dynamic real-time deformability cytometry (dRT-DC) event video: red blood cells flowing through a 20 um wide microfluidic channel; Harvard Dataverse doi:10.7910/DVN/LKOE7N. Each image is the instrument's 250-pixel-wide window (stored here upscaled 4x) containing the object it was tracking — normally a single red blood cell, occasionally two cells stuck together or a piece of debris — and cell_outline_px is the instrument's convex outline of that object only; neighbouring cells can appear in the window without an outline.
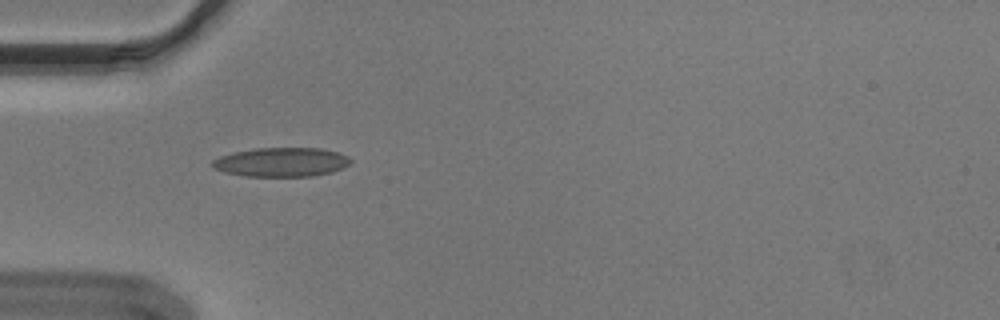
{"species": "Egyptian fruit bat (a non-hibernating species)", "species_latin": "Rousettus aegyptiacus", "temperature_condition": "cold", "stored_images_in_passage": 39, "camera_frame_rate_fps": 3000, "um_per_image_px": 0.085, "animal": {"sex": "male"}, "frame": {"image": 1, "passage_image": 1, "time_ms": 0.0, "image_size_px": [1000, 320], "cell_outline_px": [[352, 164], [344, 168], [332, 172], [312, 176], [244, 176], [224, 172], [212, 168], [208, 164], [212, 160], [220, 156], [232, 152], [256, 148], [320, 148], [336, 152], [348, 156], [352, 160]], "centroid_in_image_um": [23.9, 13.78], "position_along_channel_um": 61.1, "area_um2": 23.76}}
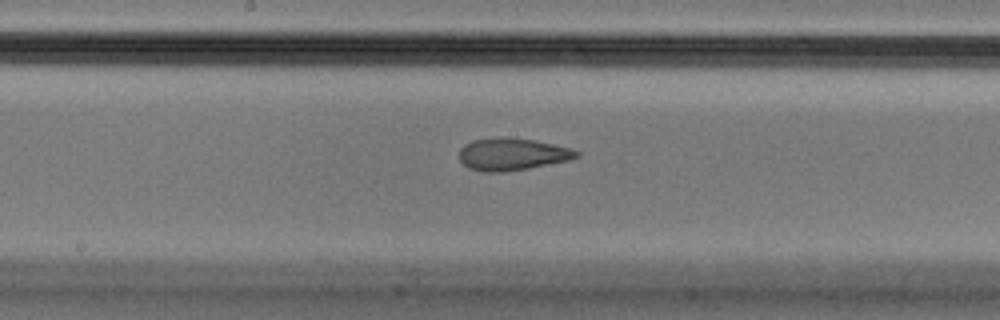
{"frame": {"image": 2, "passage_image": 13, "time_ms": 4.0, "image_size_px": [1000, 320], "cell_outline_px": [[580, 156], [568, 160], [528, 168], [500, 172], [484, 172], [468, 168], [460, 160], [460, 148], [464, 144], [472, 140], [536, 140], [572, 148], [580, 152]], "centroid_in_image_um": [43.56, 13.15], "position_along_channel_um": 204.6, "area_um2": 21.21}}
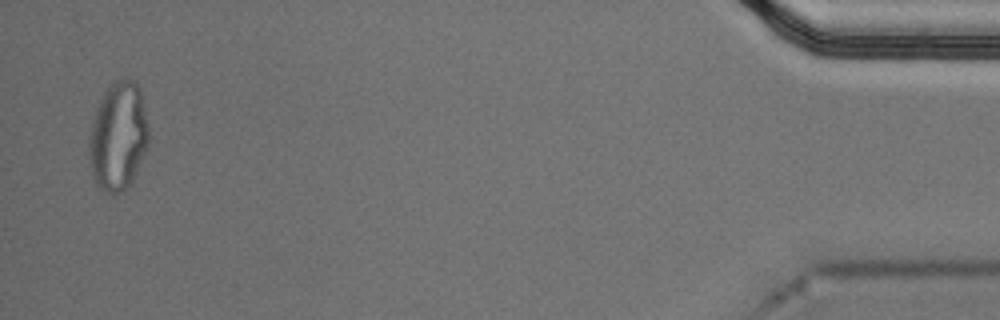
{"frame": {"image": 3, "passage_image": 38, "time_ms": 12.333, "image_size_px": [1000, 320], "cell_outline_px": [[148, 148], [132, 184], [124, 192], [112, 196], [104, 192], [96, 184], [92, 176], [88, 152], [88, 140], [96, 108], [104, 92], [116, 80], [136, 80], [140, 88], [148, 124]], "centroid_in_image_um": [10.05, 11.67], "position_along_channel_um": 425.1, "area_um2": 38.38}, "authors_computed_cell_mechanics": {"area_um2": 22.7154, "velocity_mm_per_s": 3.6267, "shape_relaxation_time_tau1_ms": null, "shape_relaxation_time_tau2_ms": 1.8706, "deformation_change_tau1": null, "deformation_change_tau2": 0.0743}}